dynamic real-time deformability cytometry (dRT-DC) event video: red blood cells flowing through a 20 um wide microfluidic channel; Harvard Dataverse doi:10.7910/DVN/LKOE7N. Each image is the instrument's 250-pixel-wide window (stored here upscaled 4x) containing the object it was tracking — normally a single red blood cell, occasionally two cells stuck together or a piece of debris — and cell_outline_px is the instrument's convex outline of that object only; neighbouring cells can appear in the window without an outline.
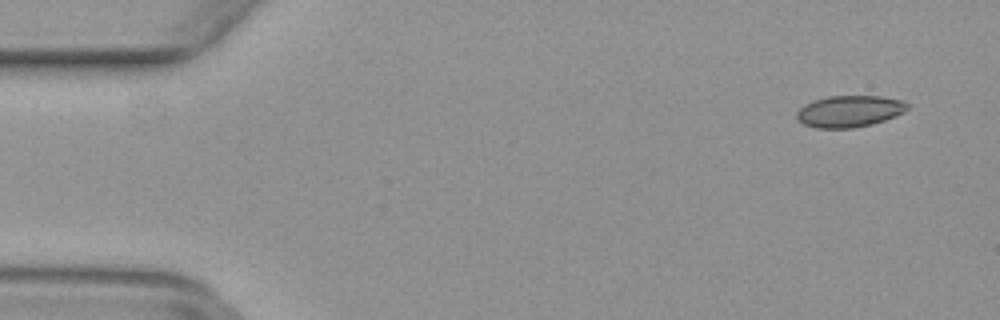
{"species": "common noctule bat (a hibernating species)", "species_latin": "Nyctalus noctula", "temperature_condition": "warm", "stored_images_in_passage": 50, "camera_frame_rate_fps": 3000, "um_per_image_px": 0.085, "animal": {"sex": "female", "body_mass_g": 29.2, "forearm_length_mm": 56.3}, "frame": {"image": 1, "passage_image": 3, "time_ms": 0.667, "image_size_px": [1000, 320], "cell_outline_px": [[908, 108], [904, 112], [896, 116], [872, 124], [852, 128], [816, 128], [804, 124], [796, 120], [796, 112], [804, 104], [812, 100], [828, 96], [880, 96], [904, 100], [908, 104]], "centroid_in_image_um": [72.18, 9.45], "position_along_channel_um": 12.8, "area_um2": 20.58}}
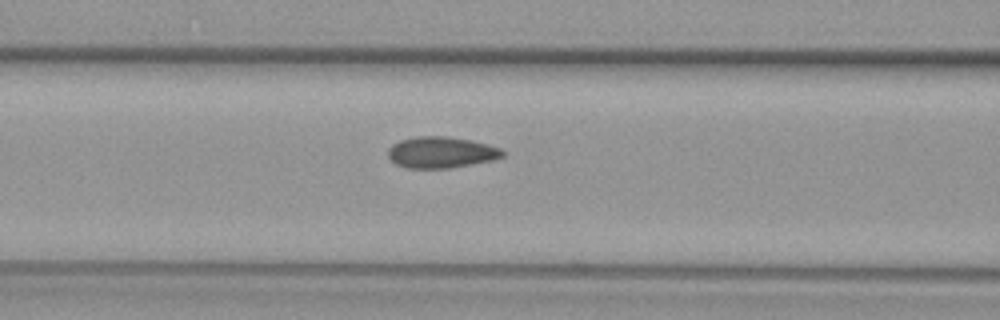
{"frame": {"image": 2, "passage_image": 20, "time_ms": 6.333, "image_size_px": [1000, 320], "cell_outline_px": [[504, 156], [492, 160], [452, 168], [408, 168], [396, 164], [388, 156], [388, 148], [392, 144], [400, 140], [416, 136], [444, 136], [472, 140], [488, 144], [500, 148], [504, 152]], "centroid_in_image_um": [37.49, 12.95], "position_along_channel_um": 129.1, "area_um2": 20.92}}
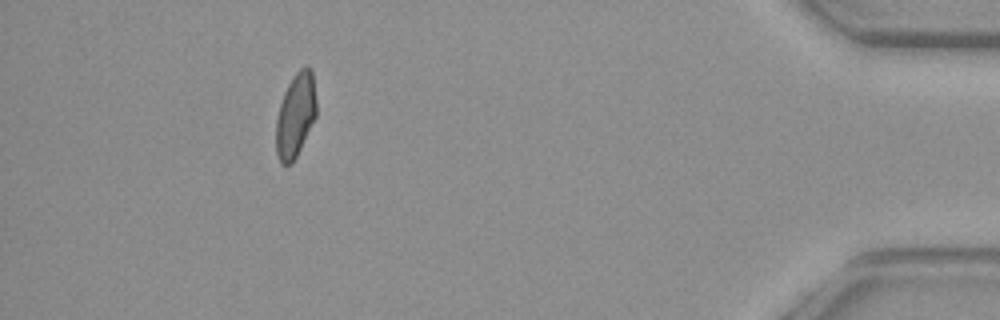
{"frame": {"image": 3, "passage_image": 45, "time_ms": 14.667, "image_size_px": [1000, 320], "cell_outline_px": [[316, 116], [292, 164], [280, 164], [276, 152], [276, 120], [280, 104], [284, 92], [292, 76], [300, 68], [312, 68], [316, 100]], "centroid_in_image_um": [25.11, 9.79], "position_along_channel_um": 410.1, "area_um2": 19.65}}